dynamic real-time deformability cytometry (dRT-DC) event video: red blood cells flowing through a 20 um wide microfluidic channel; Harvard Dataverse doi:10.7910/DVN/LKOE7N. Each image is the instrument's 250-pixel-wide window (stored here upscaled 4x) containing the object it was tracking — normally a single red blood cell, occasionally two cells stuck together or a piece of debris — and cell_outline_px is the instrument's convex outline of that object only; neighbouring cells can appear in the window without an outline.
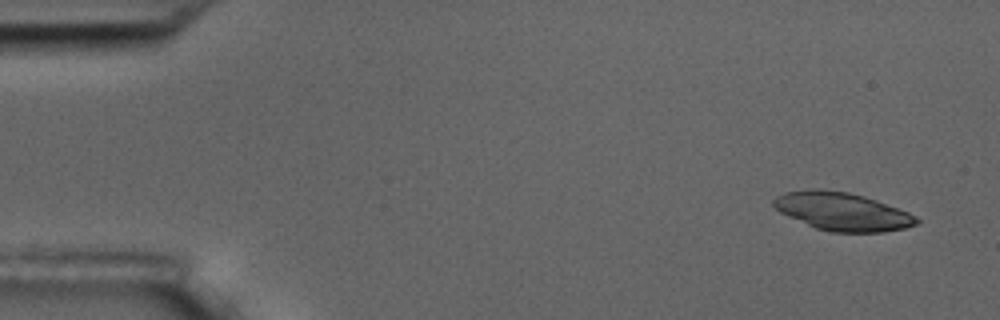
{"species": "common noctule bat (a hibernating species)", "species_latin": "Nyctalus noctula", "temperature_condition": "room temperature", "stored_images_in_passage": 7, "camera_frame_rate_fps": 3000, "um_per_image_px": 0.085, "animal": {"sex": "male", "body_mass_g": 17.5, "forearm_length_mm": 52.3}, "frame": {"image": 1, "passage_image": 1, "time_ms": 0.0, "image_size_px": [1000, 320], "cell_outline_px": [[920, 220], [916, 224], [904, 228], [884, 232], [828, 232], [816, 228], [788, 216], [780, 212], [772, 204], [772, 200], [776, 196], [784, 192], [816, 188], [848, 192], [864, 196], [876, 200], [908, 212], [916, 216]], "centroid_in_image_um": [71.57, 17.97], "position_along_channel_um": 13.4, "area_um2": 31.67}}